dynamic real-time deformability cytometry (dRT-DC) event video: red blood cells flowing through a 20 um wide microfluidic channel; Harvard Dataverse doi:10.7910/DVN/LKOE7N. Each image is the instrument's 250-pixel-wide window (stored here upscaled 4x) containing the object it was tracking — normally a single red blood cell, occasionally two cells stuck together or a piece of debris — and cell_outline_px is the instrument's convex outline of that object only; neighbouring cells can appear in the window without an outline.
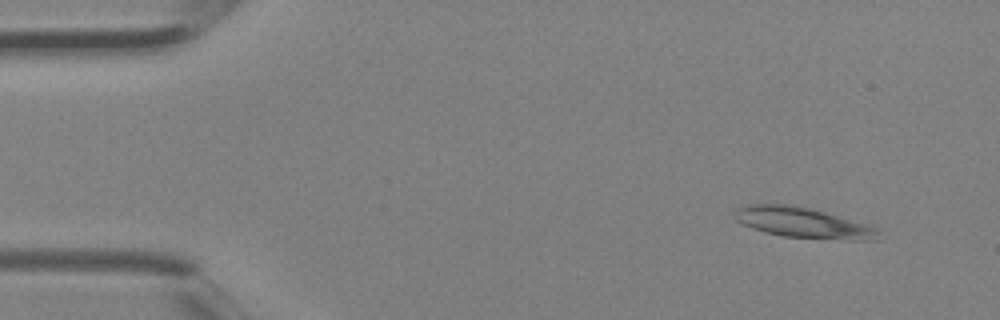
{"species": "Egyptian fruit bat (a non-hibernating species)", "species_latin": "Rousettus aegyptiacus", "temperature_condition": "room temperature", "stored_images_in_passage": 3, "camera_frame_rate_fps": 3000, "um_per_image_px": 0.085, "animal": {"sex": "female"}, "frame": {"image": 1, "passage_image": 1, "time_ms": 0.0, "image_size_px": [1000, 320], "cell_outline_px": [[880, 232], [868, 240], [852, 240], [784, 236], [764, 232], [740, 224], [732, 216], [736, 208], [744, 204], [788, 204], [812, 208], [880, 228]], "centroid_in_image_um": [68.16, 18.9], "position_along_channel_um": 16.8, "area_um2": 25.49}}
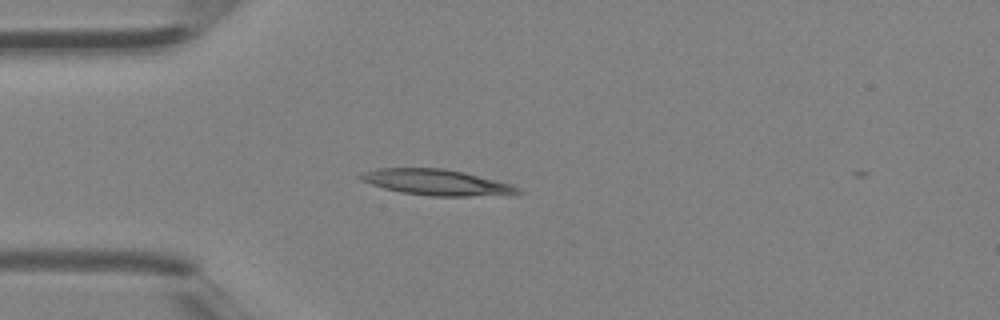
{"frame": {"image": 2, "passage_image": 3, "time_ms": 0.667, "image_size_px": [1000, 320], "cell_outline_px": [[524, 192], [468, 196], [428, 196], [400, 192], [384, 188], [360, 180], [356, 176], [360, 172], [380, 168], [444, 168], [464, 172], [512, 184], [520, 188]], "centroid_in_image_um": [37.03, 15.48], "position_along_channel_um": 48.0, "area_um2": 23.58}}